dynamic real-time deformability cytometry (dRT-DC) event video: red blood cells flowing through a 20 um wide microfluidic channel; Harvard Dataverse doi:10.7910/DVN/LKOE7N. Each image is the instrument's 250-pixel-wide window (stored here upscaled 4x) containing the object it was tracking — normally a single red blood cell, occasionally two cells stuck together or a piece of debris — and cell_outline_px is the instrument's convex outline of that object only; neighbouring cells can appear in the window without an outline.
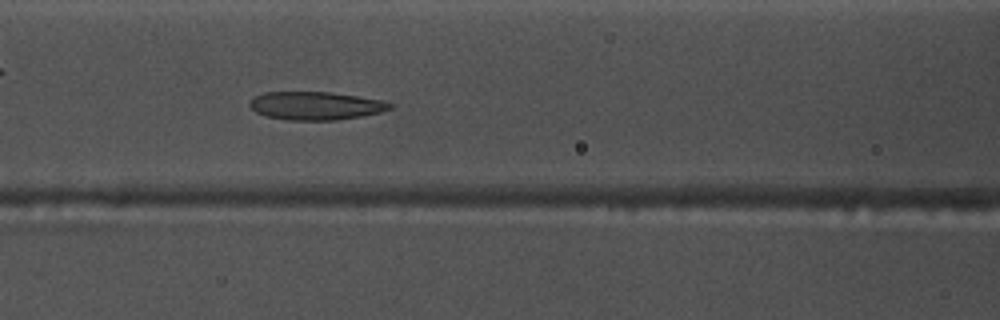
{"species": "common noctule bat (a hibernating species)", "species_latin": "Nyctalus noctula", "temperature_condition": "warm", "stored_images_in_passage": 39, "camera_frame_rate_fps": 3000, "um_per_image_px": 0.085, "animal": {"sex": "male", "body_mass_g": 17.5, "forearm_length_mm": 52.3}, "frame": {"image": 1, "passage_image": 7, "time_ms": 2.0, "image_size_px": [1000, 320], "cell_outline_px": [[392, 108], [380, 112], [360, 116], [336, 120], [288, 120], [268, 116], [256, 112], [248, 104], [256, 96], [264, 92], [328, 92], [384, 100], [392, 104]], "centroid_in_image_um": [26.84, 8.98], "position_along_channel_um": 139.8, "area_um2": 22.77}}
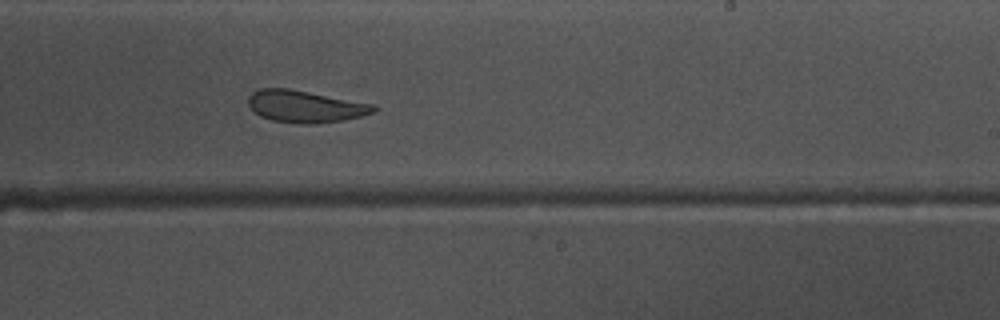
{"frame": {"image": 2, "passage_image": 17, "time_ms": 5.333, "image_size_px": [1000, 320], "cell_outline_px": [[380, 108], [376, 112], [344, 120], [316, 124], [304, 124], [272, 120], [260, 116], [248, 104], [248, 96], [252, 92], [260, 88], [288, 88], [376, 104]], "centroid_in_image_um": [26.0, 9.04], "position_along_channel_um": 263.0, "area_um2": 23.58}}
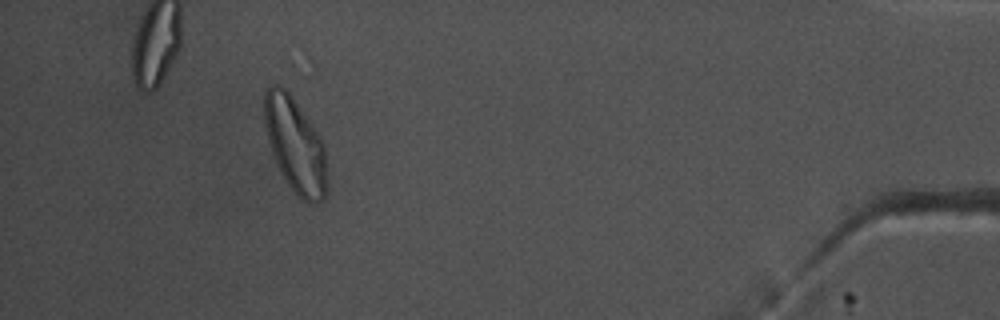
{"frame": {"image": 3, "passage_image": 34, "time_ms": 11.0, "image_size_px": [1000, 320], "cell_outline_px": [[324, 200], [316, 204], [312, 204], [296, 196], [284, 180], [276, 164], [268, 140], [264, 124], [264, 92], [272, 84], [280, 84], [292, 96], [324, 144]], "centroid_in_image_um": [25.03, 12.33], "position_along_channel_um": 410.2, "area_um2": 34.04}, "authors_computed_cell_mechanics": {"area_um2": 24.4494, "velocity_mm_per_s": 3.7099, "shape_relaxation_time_tau1_ms": null, "shape_relaxation_time_tau2_ms": 4.401, "deformation_change_tau1": null, "deformation_change_tau2": 0.1092}}